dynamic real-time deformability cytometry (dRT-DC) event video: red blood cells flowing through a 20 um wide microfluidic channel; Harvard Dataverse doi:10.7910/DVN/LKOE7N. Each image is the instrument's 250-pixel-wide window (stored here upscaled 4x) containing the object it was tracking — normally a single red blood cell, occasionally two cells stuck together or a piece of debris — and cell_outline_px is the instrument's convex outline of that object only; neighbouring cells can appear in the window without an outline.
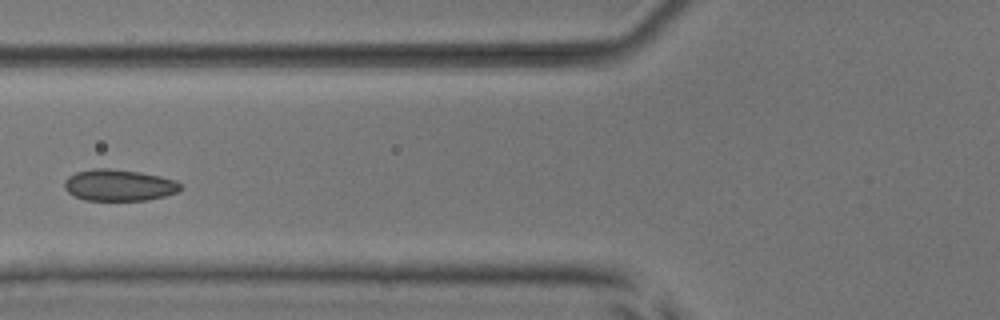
{"species": "common noctule bat (a hibernating species)", "species_latin": "Nyctalus noctula", "temperature_condition": "room temperature", "stored_images_in_passage": 6, "camera_frame_rate_fps": 3000, "um_per_image_px": 0.085, "animal": {"sex": "male", "body_mass_g": 17.9, "forearm_length_mm": 54.2}, "frame": {"image": 1, "passage_image": 6, "time_ms": 5.667, "image_size_px": [1000, 320], "cell_outline_px": [[180, 188], [176, 192], [164, 196], [144, 200], [84, 200], [72, 196], [64, 188], [64, 180], [68, 176], [76, 172], [96, 168], [108, 168], [140, 172], [160, 176], [176, 180], [180, 184]], "centroid_in_image_um": [10.06, 15.74], "position_along_channel_um": 115.7, "area_um2": 21.27}}